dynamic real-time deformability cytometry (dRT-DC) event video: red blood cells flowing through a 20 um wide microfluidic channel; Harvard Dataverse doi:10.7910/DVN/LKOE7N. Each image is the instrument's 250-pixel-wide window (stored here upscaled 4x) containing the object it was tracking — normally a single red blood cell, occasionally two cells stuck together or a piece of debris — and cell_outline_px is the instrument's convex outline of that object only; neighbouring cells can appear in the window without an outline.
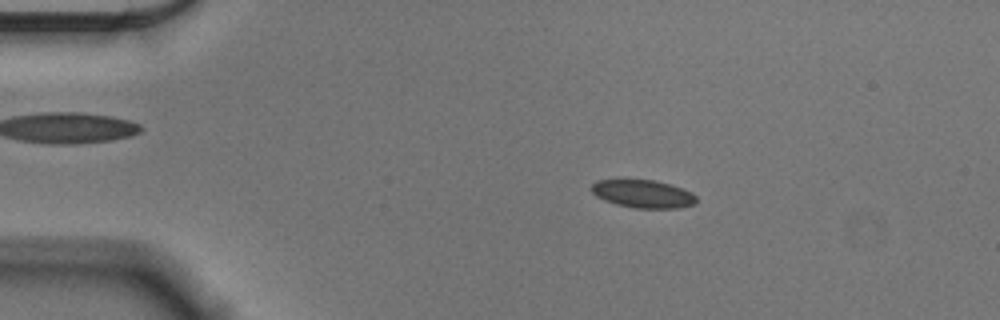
{"species": "Egyptian fruit bat (a non-hibernating species)", "species_latin": "Rousettus aegyptiacus", "temperature_condition": "cold", "stored_images_in_passage": 48, "camera_frame_rate_fps": 3000, "um_per_image_px": 0.085, "animal": {"sex": "male"}, "frame": {"image": 1, "passage_image": 3, "time_ms": 0.667, "image_size_px": [1000, 320], "cell_outline_px": [[696, 204], [680, 208], [636, 208], [616, 204], [604, 200], [596, 196], [588, 188], [596, 180], [656, 180], [692, 192], [696, 196]], "centroid_in_image_um": [54.64, 16.48], "position_along_channel_um": 30.4, "area_um2": 17.11}}
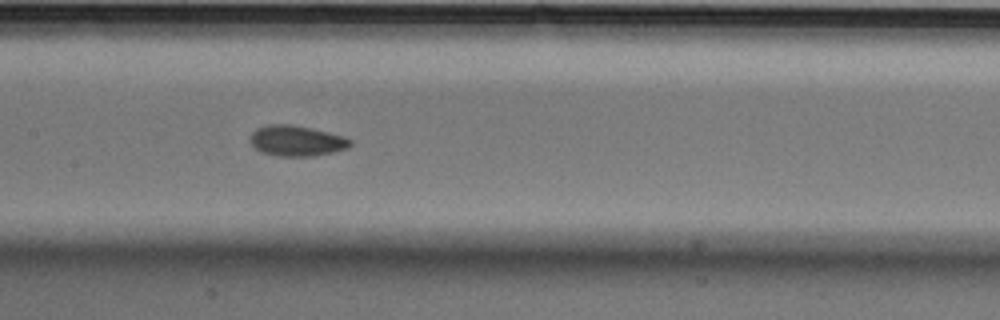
{"frame": {"image": 2, "passage_image": 20, "time_ms": 6.333, "image_size_px": [1000, 320], "cell_outline_px": [[352, 144], [348, 148], [332, 152], [312, 156], [280, 156], [260, 152], [252, 144], [252, 132], [256, 128], [268, 124], [292, 124], [312, 128], [344, 136], [352, 140]], "centroid_in_image_um": [25.23, 11.96], "position_along_channel_um": 182.2, "area_um2": 17.8}}
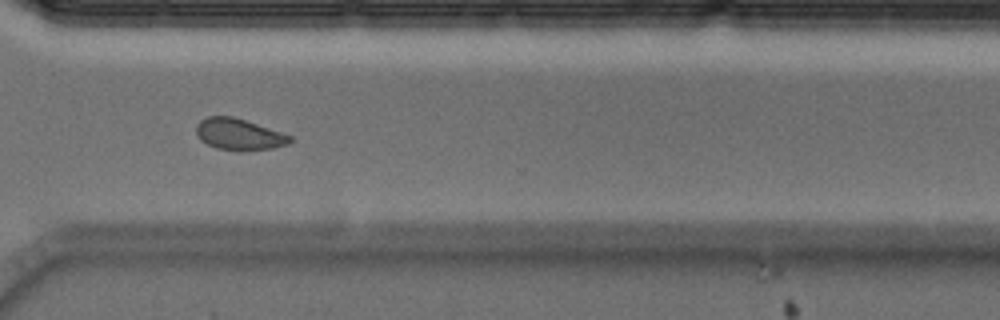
{"frame": {"image": 3, "passage_image": 34, "time_ms": 11.0, "image_size_px": [1000, 320], "cell_outline_px": [[292, 140], [288, 144], [272, 148], [216, 148], [200, 140], [196, 132], [196, 124], [200, 120], [208, 116], [232, 116], [292, 136]], "centroid_in_image_um": [20.26, 11.37], "position_along_channel_um": 350.3, "area_um2": 16.36}, "authors_computed_cell_mechanics": {"area_um2": 17.34, "velocity_mm_per_s": 3.6088, "shape_relaxation_time_tau1_ms": 6.0292, "shape_relaxation_time_tau2_ms": 2.557, "deformation_change_tau1": 0.0923, "deformation_change_tau2": 0.0675}}